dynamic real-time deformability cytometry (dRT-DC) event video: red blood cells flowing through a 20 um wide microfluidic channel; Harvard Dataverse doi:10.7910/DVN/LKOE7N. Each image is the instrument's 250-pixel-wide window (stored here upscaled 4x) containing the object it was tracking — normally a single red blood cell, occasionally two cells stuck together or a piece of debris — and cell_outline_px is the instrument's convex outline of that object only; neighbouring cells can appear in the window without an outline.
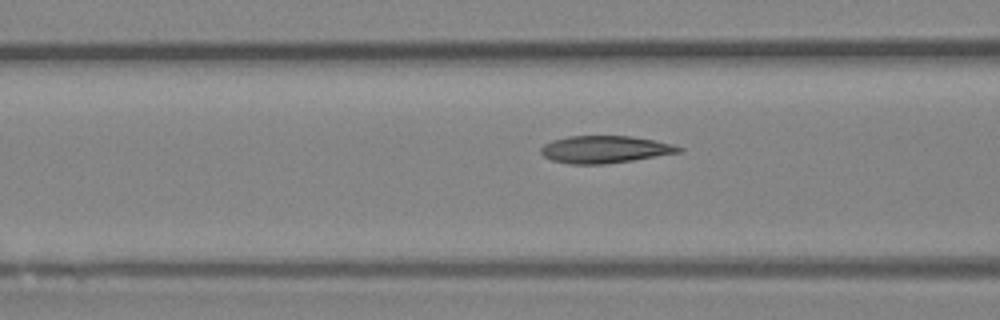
{"species": "Egyptian fruit bat (a non-hibernating species)", "species_latin": "Rousettus aegyptiacus", "temperature_condition": "room temperature", "stored_images_in_passage": 15, "camera_frame_rate_fps": 3000, "um_per_image_px": 0.085, "animal": {"sex": "female"}, "frame": {"image": 1, "passage_image": 13, "time_ms": 4.0, "image_size_px": [1000, 320], "cell_outline_px": [[684, 148], [680, 152], [632, 160], [604, 164], [568, 164], [552, 160], [544, 156], [540, 152], [540, 148], [544, 144], [552, 140], [568, 136], [632, 136], [656, 140], [672, 144]], "centroid_in_image_um": [51.39, 12.69], "position_along_channel_um": 115.2, "area_um2": 21.91}}